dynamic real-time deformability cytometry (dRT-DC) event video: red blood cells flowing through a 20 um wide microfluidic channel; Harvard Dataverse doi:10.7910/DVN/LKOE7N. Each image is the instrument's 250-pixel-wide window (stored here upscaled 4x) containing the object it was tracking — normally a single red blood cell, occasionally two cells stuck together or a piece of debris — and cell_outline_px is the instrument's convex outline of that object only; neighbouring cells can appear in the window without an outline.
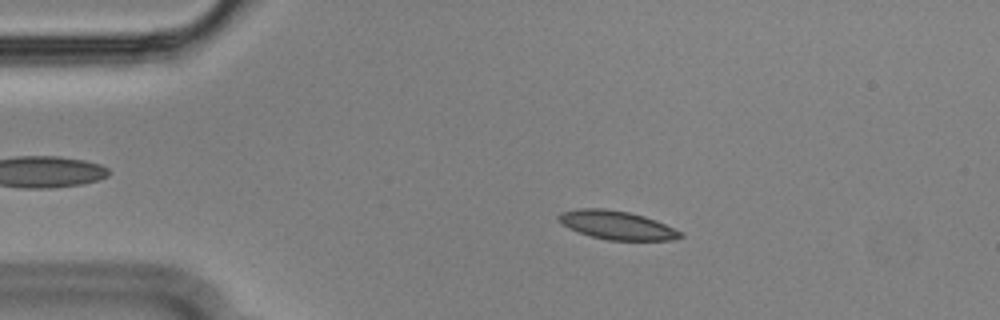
{"species": "Egyptian fruit bat (a non-hibernating species)", "species_latin": "Rousettus aegyptiacus", "temperature_condition": "cold", "stored_images_in_passage": 55, "segment_of_instrument_passage": [1, 2], "camera_frame_rate_fps": 3000, "um_per_image_px": 0.085, "animal": {"sex": "male"}, "frame": {"image": 1, "passage_image": 10, "time_ms": 3.0, "image_size_px": [1000, 320], "cell_outline_px": [[684, 236], [672, 240], [608, 240], [592, 236], [568, 228], [556, 220], [556, 216], [560, 212], [580, 208], [604, 208], [628, 212], [644, 216], [656, 220], [684, 232]], "centroid_in_image_um": [52.43, 19.13], "position_along_channel_um": 32.6, "area_um2": 20.4}}
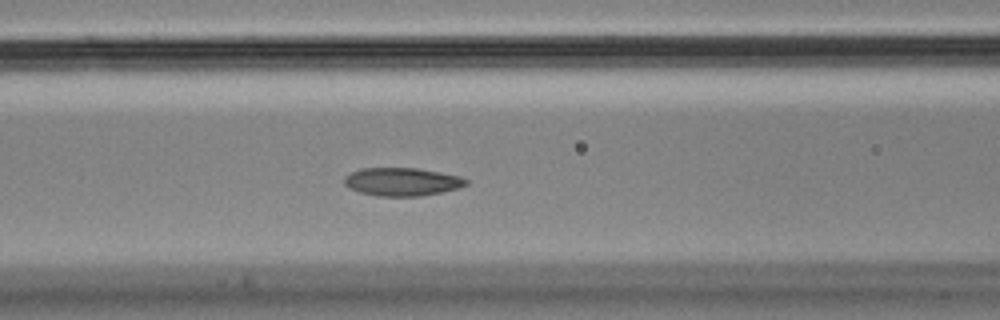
{"frame": {"image": 2, "passage_image": 22, "time_ms": 7.0, "image_size_px": [1000, 320], "cell_outline_px": [[468, 184], [460, 188], [420, 196], [380, 196], [360, 192], [344, 184], [344, 176], [360, 168], [420, 168], [460, 176], [468, 180]], "centroid_in_image_um": [34.2, 15.44], "position_along_channel_um": 132.4, "area_um2": 19.94}}
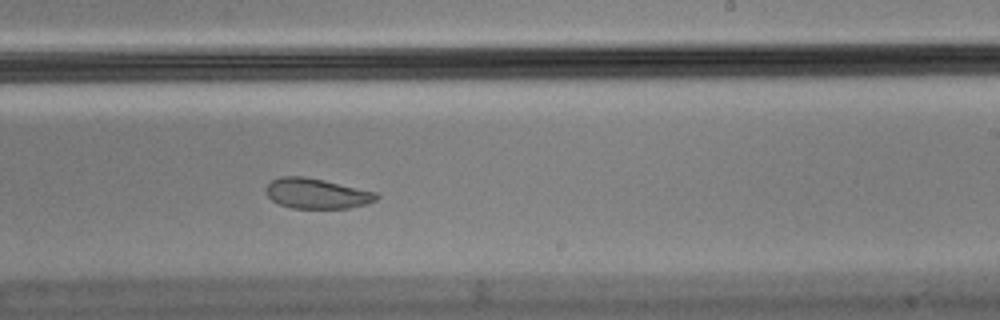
{"frame": {"image": 3, "passage_image": 33, "time_ms": 10.667, "image_size_px": [1000, 320], "cell_outline_px": [[380, 196], [376, 200], [368, 204], [348, 208], [292, 208], [280, 204], [272, 200], [264, 192], [264, 188], [272, 180], [280, 176], [304, 176], [324, 180], [376, 192]], "centroid_in_image_um": [26.91, 16.44], "position_along_channel_um": 262.1, "area_um2": 19.54}}